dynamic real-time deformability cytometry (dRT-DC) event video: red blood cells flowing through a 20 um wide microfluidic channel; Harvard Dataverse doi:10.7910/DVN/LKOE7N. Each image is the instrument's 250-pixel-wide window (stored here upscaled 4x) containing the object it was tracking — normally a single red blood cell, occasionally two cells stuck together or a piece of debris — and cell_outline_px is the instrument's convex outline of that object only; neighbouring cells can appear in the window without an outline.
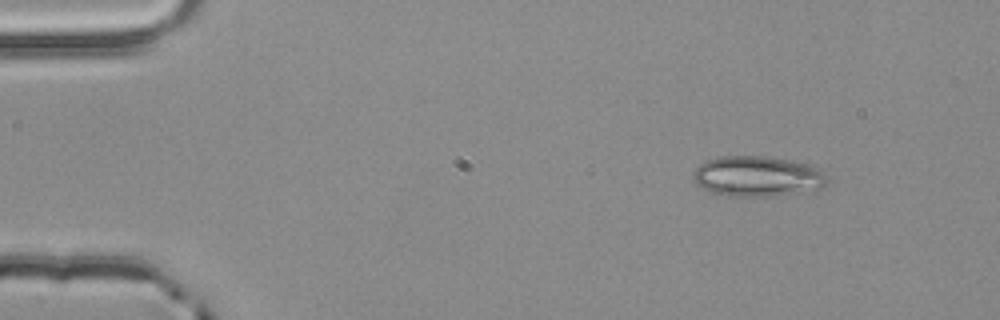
{"species": "common noctule bat (a hibernating species)", "species_latin": "Nyctalus noctula", "temperature_condition": "room temperature", "stored_images_in_passage": 3, "camera_frame_rate_fps": 3000, "um_per_image_px": 0.085, "animal": {"sex": "male", "body_mass_g": 20.4}, "frame": {"image": 1, "passage_image": 1, "time_ms": 0.0, "image_size_px": [1000, 320], "cell_outline_px": [[828, 180], [820, 188], [796, 192], [768, 196], [728, 196], [712, 192], [696, 184], [692, 176], [692, 172], [700, 164], [708, 160], [720, 156], [764, 156], [812, 164], [820, 168], [828, 176]], "centroid_in_image_um": [64.38, 14.97], "position_along_channel_um": 20.6, "area_um2": 31.44}}